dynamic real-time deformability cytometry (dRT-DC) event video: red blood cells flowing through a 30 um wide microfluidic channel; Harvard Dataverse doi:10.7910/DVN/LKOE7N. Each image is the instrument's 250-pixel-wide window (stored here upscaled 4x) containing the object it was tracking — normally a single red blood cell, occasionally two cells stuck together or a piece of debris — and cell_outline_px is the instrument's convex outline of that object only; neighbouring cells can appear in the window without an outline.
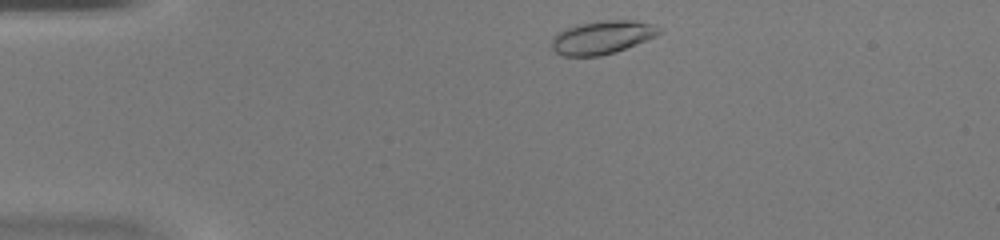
{"species": "common noctule bat (a hibernating species)", "species_latin": "Nyctalus noctula", "temperature_condition": "warm", "stored_images_in_passage": 39, "camera_frame_rate_fps": 3000, "um_per_image_px": 0.085, "animal": {"sex": "female", "body_mass_g": 20.0, "forearm_length_mm": 54.0}, "frame": {"image": 1, "passage_image": 2, "time_ms": 0.333, "image_size_px": [1000, 240], "cell_outline_px": [[664, 32], [656, 36], [616, 52], [600, 56], [560, 56], [552, 48], [552, 40], [556, 32], [580, 24], [604, 20], [632, 20], [652, 24], [664, 28]], "centroid_in_image_um": [51.22, 3.18], "position_along_channel_um": 33.8, "area_um2": 20.92}}
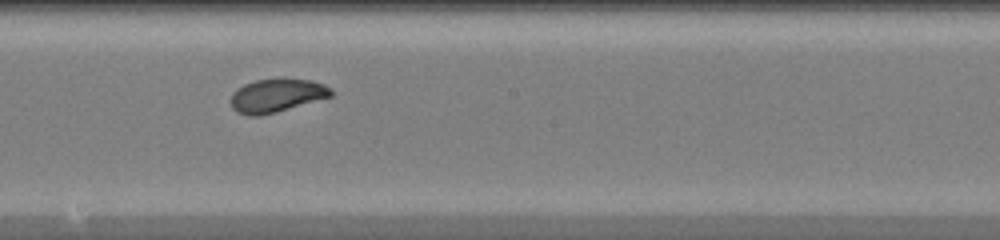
{"frame": {"image": 2, "passage_image": 19, "time_ms": 6.0, "image_size_px": [1000, 240], "cell_outline_px": [[332, 96], [276, 112], [260, 116], [248, 116], [236, 112], [232, 108], [232, 92], [236, 88], [244, 84], [256, 80], [312, 80], [324, 84], [332, 88]], "centroid_in_image_um": [23.5, 8.14], "position_along_channel_um": 224.7, "area_um2": 19.25}}
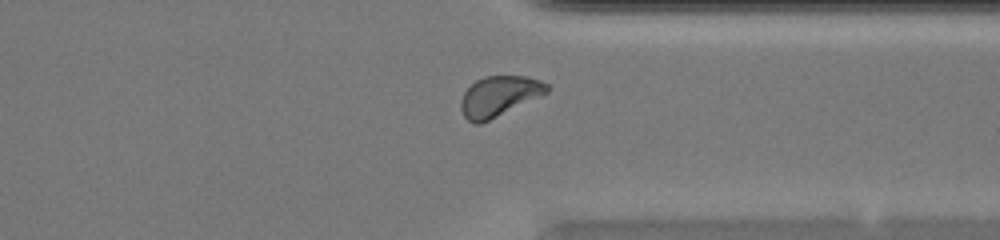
{"frame": {"image": 3, "passage_image": 29, "time_ms": 9.333, "image_size_px": [1000, 240], "cell_outline_px": [[548, 92], [544, 96], [480, 124], [476, 124], [468, 120], [464, 116], [460, 108], [460, 100], [464, 92], [476, 80], [484, 76], [528, 76], [540, 80], [548, 84]], "centroid_in_image_um": [42.45, 8.18], "position_along_channel_um": 369.0, "area_um2": 20.46}}